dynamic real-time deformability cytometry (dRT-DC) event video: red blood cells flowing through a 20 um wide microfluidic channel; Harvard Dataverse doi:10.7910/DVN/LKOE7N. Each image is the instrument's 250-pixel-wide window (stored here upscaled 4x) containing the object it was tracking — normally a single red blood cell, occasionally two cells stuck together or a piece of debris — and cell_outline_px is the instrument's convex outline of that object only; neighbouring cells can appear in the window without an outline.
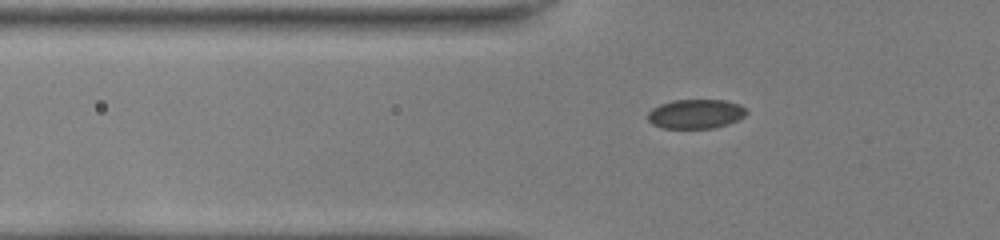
{"species": "common noctule bat (a hibernating species)", "species_latin": "Nyctalus noctula", "temperature_condition": "room temperature", "stored_images_in_passage": 38, "camera_frame_rate_fps": 3000, "um_per_image_px": 0.085, "animal": {"sex": "female", "body_mass_g": 22.0, "forearm_length_mm": 56.7}, "frame": {"image": 1, "passage_image": 6, "time_ms": 1.667, "image_size_px": [1000, 240], "cell_outline_px": [[748, 112], [744, 116], [728, 124], [712, 128], [660, 128], [652, 124], [648, 120], [648, 112], [652, 108], [660, 104], [672, 100], [724, 100], [740, 104]], "centroid_in_image_um": [59.11, 9.68], "position_along_channel_um": 66.7, "area_um2": 16.88}}
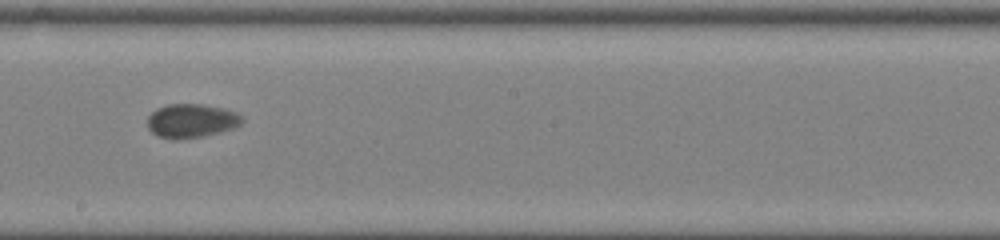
{"frame": {"image": 2, "passage_image": 19, "time_ms": 6.0, "image_size_px": [1000, 240], "cell_outline_px": [[244, 120], [240, 124], [232, 128], [220, 132], [200, 136], [176, 140], [160, 136], [152, 132], [148, 128], [148, 116], [156, 108], [168, 104], [204, 104], [224, 108], [236, 112], [244, 116]], "centroid_in_image_um": [16.28, 10.25], "position_along_channel_um": 231.9, "area_um2": 18.67}}
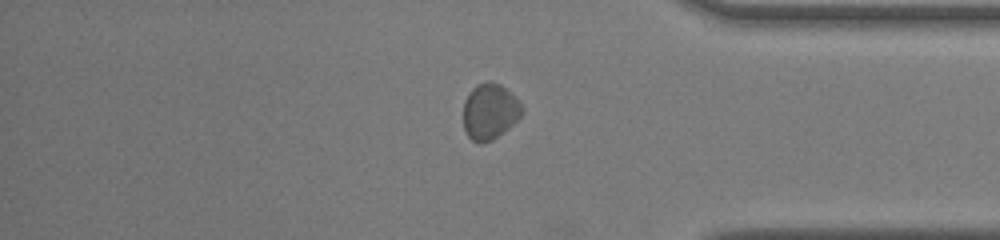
{"frame": {"image": 3, "passage_image": 32, "time_ms": 10.333, "image_size_px": [1000, 240], "cell_outline_px": [[524, 112], [504, 132], [492, 140], [480, 144], [472, 140], [468, 136], [464, 128], [464, 100], [468, 92], [476, 84], [488, 80], [500, 84], [516, 96], [524, 108]], "centroid_in_image_um": [41.64, 9.45], "position_along_channel_um": 393.6, "area_um2": 19.36}}